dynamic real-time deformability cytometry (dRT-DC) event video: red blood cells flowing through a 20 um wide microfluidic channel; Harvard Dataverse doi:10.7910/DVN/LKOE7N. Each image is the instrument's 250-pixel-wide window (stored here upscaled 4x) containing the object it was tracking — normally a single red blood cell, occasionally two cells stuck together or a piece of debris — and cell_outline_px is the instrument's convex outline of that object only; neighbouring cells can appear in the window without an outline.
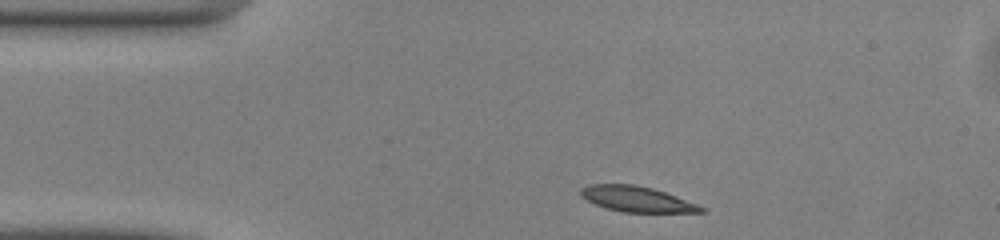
{"species": "common noctule bat (a hibernating species)", "species_latin": "Nyctalus noctula", "temperature_condition": "warm", "stored_images_in_passage": 41, "camera_frame_rate_fps": 3000, "um_per_image_px": 0.085, "animal": {"sex": "male", "body_mass_g": 13.0, "forearm_length_mm": 53.1}, "frame": {"image": 1, "passage_image": 1, "time_ms": 0.0, "image_size_px": [1000, 240], "cell_outline_px": [[704, 212], [624, 212], [608, 208], [596, 204], [580, 196], [580, 188], [588, 184], [632, 184], [652, 188], [664, 192], [696, 204], [704, 208]], "centroid_in_image_um": [54.07, 16.91], "position_along_channel_um": 30.9, "area_um2": 17.51}}
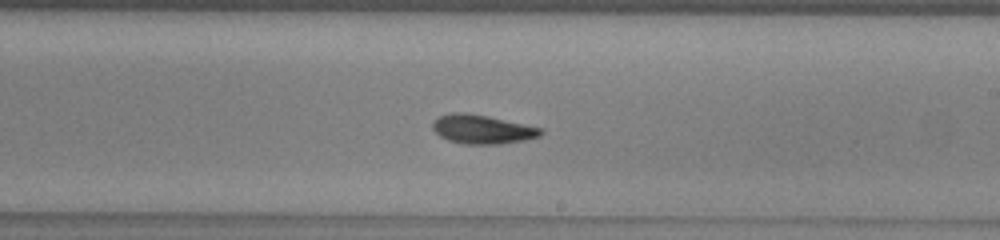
{"frame": {"image": 2, "passage_image": 20, "time_ms": 6.333, "image_size_px": [1000, 240], "cell_outline_px": [[544, 132], [540, 136], [524, 140], [500, 144], [464, 144], [448, 140], [440, 136], [432, 128], [432, 124], [440, 116], [452, 112], [464, 112], [488, 116], [544, 128]], "centroid_in_image_um": [41.02, 10.99], "position_along_channel_um": 248.0, "area_um2": 18.26}}
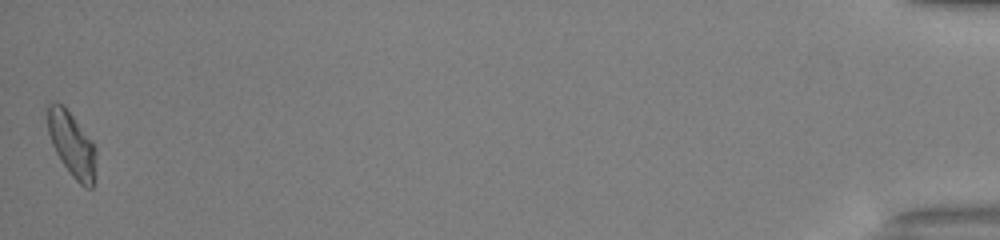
{"frame": {"image": 3, "passage_image": 41, "time_ms": 13.333, "image_size_px": [1000, 240], "cell_outline_px": [[96, 160], [92, 188], [84, 188], [68, 172], [60, 160], [52, 144], [48, 132], [48, 104], [52, 100], [56, 100], [72, 116], [96, 148]], "centroid_in_image_um": [6.09, 12.31], "position_along_channel_um": 429.1, "area_um2": 17.86}, "authors_computed_cell_mechanics": {"area_um2": 17.8024, "velocity_mm_per_s": 4.1076, "shape_relaxation_time_tau1_ms": 5.4787, "shape_relaxation_time_tau2_ms": 3.6388, "deformation_change_tau1": 0.1771, "deformation_change_tau2": 0.1016}}